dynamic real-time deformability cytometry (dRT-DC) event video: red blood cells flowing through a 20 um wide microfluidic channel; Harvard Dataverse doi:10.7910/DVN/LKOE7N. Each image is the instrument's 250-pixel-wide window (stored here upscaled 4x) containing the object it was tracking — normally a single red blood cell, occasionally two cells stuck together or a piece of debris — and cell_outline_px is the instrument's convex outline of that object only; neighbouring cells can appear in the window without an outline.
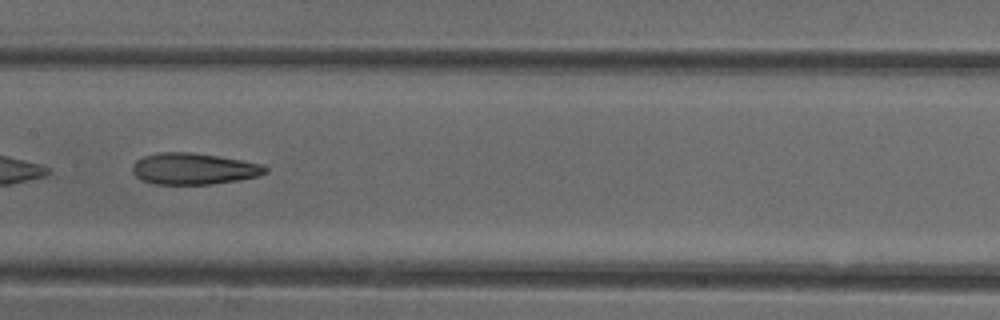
{"species": "common noctule bat (a hibernating species)", "species_latin": "Nyctalus noctula", "temperature_condition": "cold", "stored_images_in_passage": 34, "camera_frame_rate_fps": 3000, "um_per_image_px": 0.085, "animal": {"sex": "female"}, "frame": {"image": 1, "passage_image": 10, "time_ms": 3.0, "image_size_px": [1000, 320], "cell_outline_px": [[268, 172], [260, 176], [240, 180], [212, 184], [156, 184], [140, 180], [132, 172], [132, 164], [136, 160], [144, 156], [160, 152], [192, 152], [264, 164], [268, 168]], "centroid_in_image_um": [16.48, 14.35], "position_along_channel_um": 190.9, "area_um2": 24.51}, "authors_computed_cell_mechanics": {"area_um2": 24.5361, "velocity_mm_per_s": 3.9904, "shape_relaxation_time_tau1_ms": null, "shape_relaxation_time_tau2_ms": 4.3458, "deformation_change_tau1": null, "deformation_change_tau2": 0.158}}